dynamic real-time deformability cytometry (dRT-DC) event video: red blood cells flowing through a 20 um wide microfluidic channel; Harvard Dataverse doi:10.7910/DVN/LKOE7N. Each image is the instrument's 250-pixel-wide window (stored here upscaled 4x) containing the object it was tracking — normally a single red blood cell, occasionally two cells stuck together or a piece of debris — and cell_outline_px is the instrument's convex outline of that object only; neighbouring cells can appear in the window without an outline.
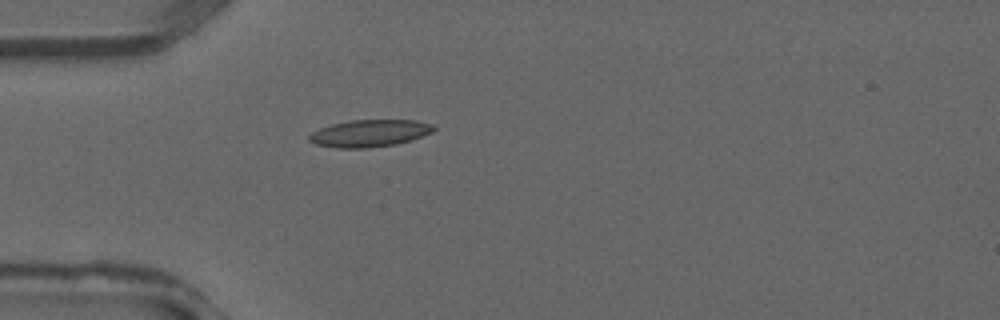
{"species": "common noctule bat (a hibernating species)", "species_latin": "Nyctalus noctula", "temperature_condition": "warm", "stored_images_in_passage": 28, "camera_frame_rate_fps": 3000, "um_per_image_px": 0.085, "animal": {"sex": "male", "forearm_length_mm": 52.5}, "frame": {"image": 1, "passage_image": 1, "time_ms": 0.0, "image_size_px": [1000, 320], "cell_outline_px": [[436, 128], [432, 132], [412, 140], [396, 144], [368, 148], [336, 148], [316, 144], [308, 140], [308, 136], [312, 132], [320, 128], [332, 124], [352, 120], [412, 120], [432, 124]], "centroid_in_image_um": [31.41, 11.33], "position_along_channel_um": 53.6, "area_um2": 19.65}}
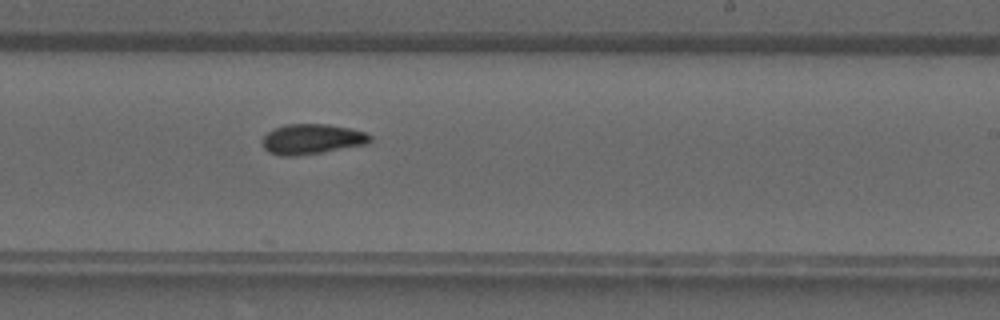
{"frame": {"image": 2, "passage_image": 13, "time_ms": 4.0, "image_size_px": [1000, 320], "cell_outline_px": [[372, 140], [368, 144], [296, 156], [280, 156], [268, 152], [264, 148], [264, 136], [268, 132], [276, 128], [288, 124], [328, 124], [348, 128], [364, 132], [372, 136]], "centroid_in_image_um": [26.53, 11.83], "position_along_channel_um": 262.5, "area_um2": 18.73}}
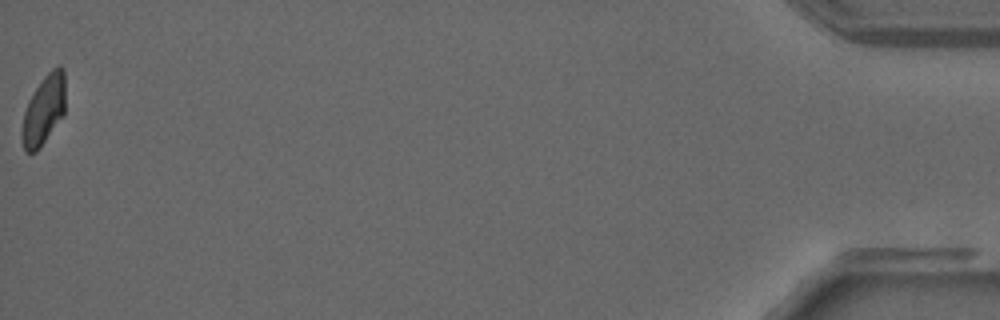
{"frame": {"image": 3, "passage_image": 28, "time_ms": 9.0, "image_size_px": [1000, 320], "cell_outline_px": [[64, 112], [40, 148], [36, 152], [24, 152], [20, 136], [20, 132], [24, 112], [28, 100], [44, 76], [56, 64], [60, 64], [64, 68]], "centroid_in_image_um": [3.68, 9.34], "position_along_channel_um": 431.5, "area_um2": 17.63}}